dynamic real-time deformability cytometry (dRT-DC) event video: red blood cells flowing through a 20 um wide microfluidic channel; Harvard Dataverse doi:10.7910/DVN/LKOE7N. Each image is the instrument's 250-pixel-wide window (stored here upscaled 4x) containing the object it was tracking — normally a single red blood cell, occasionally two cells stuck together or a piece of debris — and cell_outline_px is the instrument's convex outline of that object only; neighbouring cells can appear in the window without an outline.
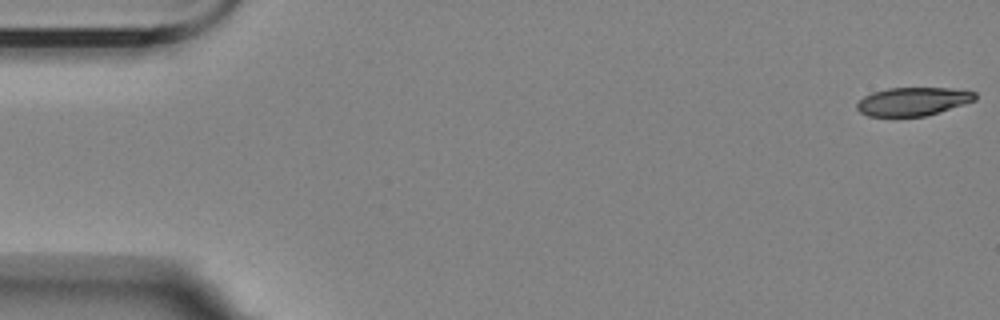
{"species": "Egyptian fruit bat (a non-hibernating species)", "species_latin": "Rousettus aegyptiacus", "temperature_condition": "room temperature", "stored_images_in_passage": 4, "camera_frame_rate_fps": 3000, "um_per_image_px": 0.085, "animal": {"sex": "female"}, "frame": {"image": 1, "passage_image": 1, "time_ms": 0.0, "image_size_px": [1000, 320], "cell_outline_px": [[976, 100], [924, 116], [868, 116], [860, 112], [856, 108], [856, 104], [864, 96], [872, 92], [888, 88], [952, 88], [976, 92]], "centroid_in_image_um": [77.57, 8.61], "position_along_channel_um": 7.4, "area_um2": 19.36}}
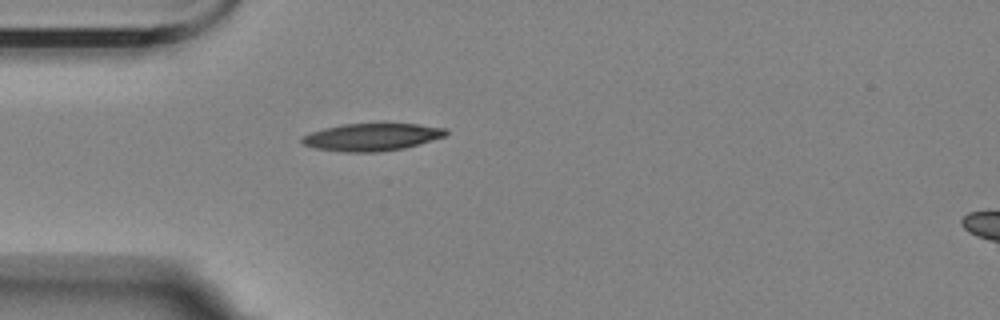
{"frame": {"image": 2, "passage_image": 4, "time_ms": 5.0, "image_size_px": [1000, 320], "cell_outline_px": [[448, 136], [420, 144], [404, 148], [380, 152], [344, 152], [316, 148], [304, 144], [300, 140], [300, 136], [308, 132], [324, 128], [344, 124], [416, 124], [448, 128]], "centroid_in_image_um": [31.62, 11.65], "position_along_channel_um": 53.4, "area_um2": 23.24}}